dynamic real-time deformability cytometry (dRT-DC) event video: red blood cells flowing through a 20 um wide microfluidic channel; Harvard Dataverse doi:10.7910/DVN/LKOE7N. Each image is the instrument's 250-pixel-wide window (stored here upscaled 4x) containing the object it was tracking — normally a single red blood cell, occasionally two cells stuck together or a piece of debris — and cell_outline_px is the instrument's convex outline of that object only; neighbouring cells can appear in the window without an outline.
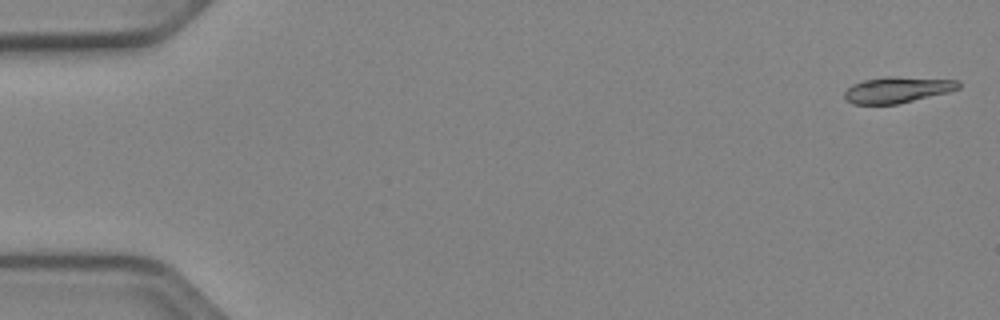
{"species": "Egyptian fruit bat (a non-hibernating species)", "species_latin": "Rousettus aegyptiacus", "temperature_condition": "cold", "stored_images_in_passage": 14, "camera_frame_rate_fps": 3000, "um_per_image_px": 0.085, "animal": {"sex": "female"}, "frame": {"image": 1, "passage_image": 1, "time_ms": 0.0, "image_size_px": [1000, 320], "cell_outline_px": [[960, 88], [948, 92], [896, 104], [852, 104], [844, 96], [844, 92], [852, 84], [864, 80], [884, 76], [896, 76], [960, 80]], "centroid_in_image_um": [76.28, 7.61], "position_along_channel_um": 8.7, "area_um2": 17.34}}